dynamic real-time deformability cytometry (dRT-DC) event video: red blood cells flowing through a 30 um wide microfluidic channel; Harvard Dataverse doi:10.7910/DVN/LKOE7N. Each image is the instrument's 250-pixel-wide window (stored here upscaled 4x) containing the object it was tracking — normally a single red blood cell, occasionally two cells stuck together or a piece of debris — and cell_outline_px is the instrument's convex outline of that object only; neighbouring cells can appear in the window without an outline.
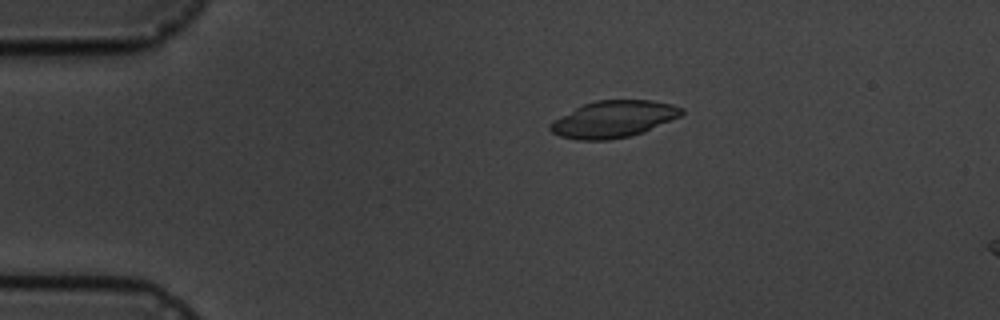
{"species": "common noctule bat (a hibernating species)", "species_latin": "Nyctalus noctula", "temperature_condition": "cold", "stored_images_in_passage": 4, "camera_frame_rate_fps": 3000, "um_per_image_px": 0.085, "animal": {"sex": "male", "body_mass_g": 19.5, "forearm_length_mm": 54.6}, "frame": {"image": 1, "passage_image": 2, "time_ms": 1.333, "image_size_px": [1000, 320], "cell_outline_px": [[684, 112], [680, 116], [644, 132], [632, 136], [608, 140], [576, 140], [560, 136], [552, 132], [548, 128], [548, 124], [552, 120], [584, 104], [596, 100], [652, 100], [672, 104], [684, 108]], "centroid_in_image_um": [52.14, 10.13], "position_along_channel_um": 32.9, "area_um2": 28.26}}